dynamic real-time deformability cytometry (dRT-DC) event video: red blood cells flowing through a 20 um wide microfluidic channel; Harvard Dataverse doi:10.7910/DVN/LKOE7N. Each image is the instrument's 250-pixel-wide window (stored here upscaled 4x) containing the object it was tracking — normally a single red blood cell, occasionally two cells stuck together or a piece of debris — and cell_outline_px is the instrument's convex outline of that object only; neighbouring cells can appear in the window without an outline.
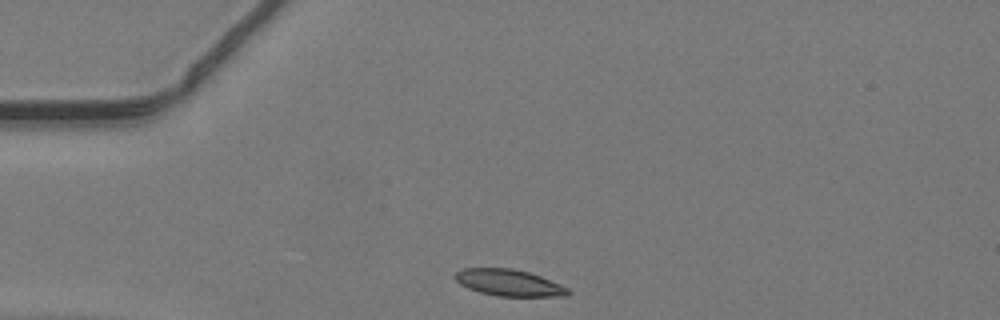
{"species": "common noctule bat (a hibernating species)", "species_latin": "Nyctalus noctula", "temperature_condition": "warm", "stored_images_in_passage": 37, "camera_frame_rate_fps": 3000, "um_per_image_px": 0.085, "animal": {"sex": "male", "body_mass_g": 19.2, "forearm_length_mm": 51.8}, "frame": {"image": 1, "passage_image": 1, "time_ms": 0.0, "image_size_px": [1000, 320], "cell_outline_px": [[572, 292], [568, 296], [496, 296], [480, 292], [468, 288], [460, 284], [452, 276], [460, 268], [512, 268], [528, 272], [540, 276], [560, 284], [568, 288]], "centroid_in_image_um": [43.24, 24.03], "position_along_channel_um": 41.8, "area_um2": 17.57}}
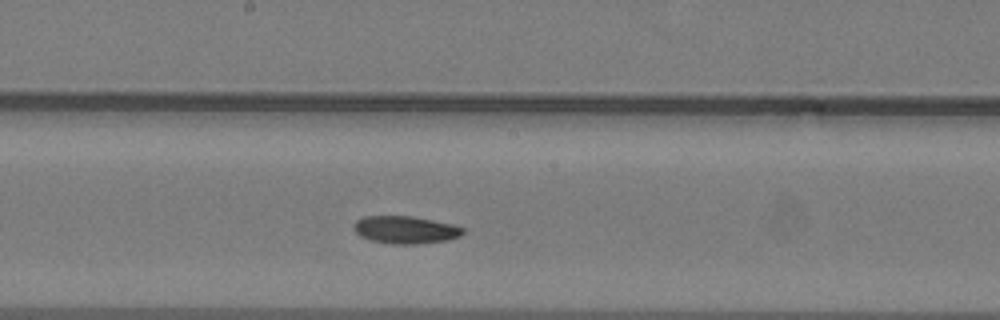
{"frame": {"image": 2, "passage_image": 15, "time_ms": 4.667, "image_size_px": [1000, 320], "cell_outline_px": [[464, 232], [460, 236], [448, 240], [416, 244], [392, 244], [372, 240], [360, 236], [352, 228], [352, 224], [356, 220], [364, 216], [412, 216], [452, 224], [464, 228]], "centroid_in_image_um": [34.44, 19.53], "position_along_channel_um": 213.8, "area_um2": 17.57}}
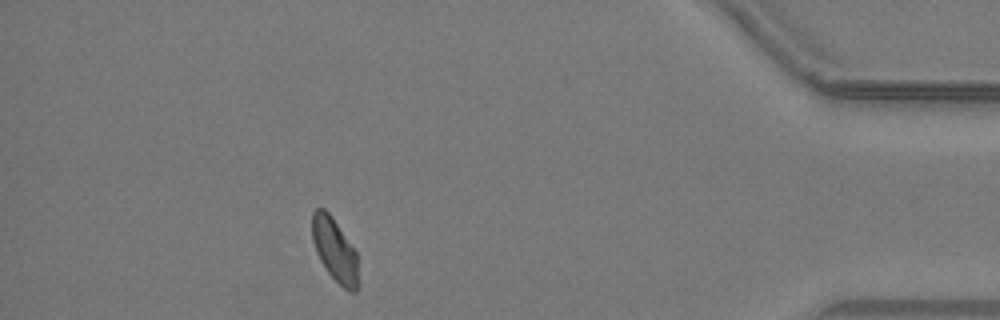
{"frame": {"image": 3, "passage_image": 32, "time_ms": 10.333, "image_size_px": [1000, 320], "cell_outline_px": [[360, 284], [356, 292], [352, 292], [344, 288], [328, 272], [320, 260], [316, 252], [312, 240], [312, 212], [316, 208], [324, 208], [332, 216], [356, 252]], "centroid_in_image_um": [28.47, 21.26], "position_along_channel_um": 406.7, "area_um2": 17.11}}